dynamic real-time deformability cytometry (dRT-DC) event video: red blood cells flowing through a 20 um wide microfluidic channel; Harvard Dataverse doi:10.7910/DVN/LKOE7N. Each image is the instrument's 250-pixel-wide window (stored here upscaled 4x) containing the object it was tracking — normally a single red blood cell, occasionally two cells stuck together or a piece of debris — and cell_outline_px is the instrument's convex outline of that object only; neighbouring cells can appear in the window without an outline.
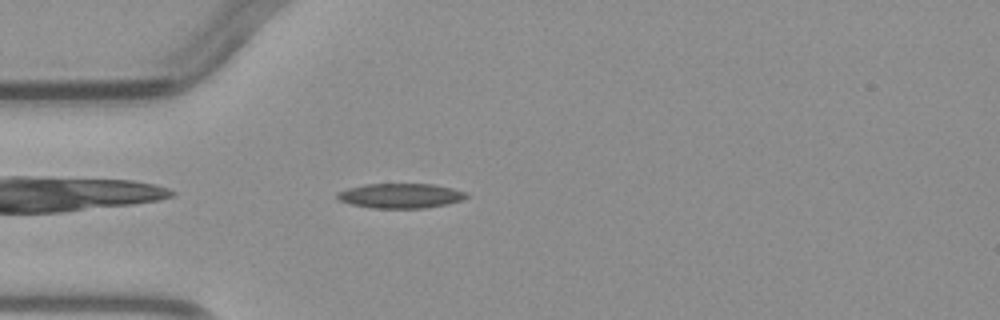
{"species": "common noctule bat (a hibernating species)", "species_latin": "Nyctalus noctula", "temperature_condition": "warm", "stored_images_in_passage": 2, "camera_frame_rate_fps": 3000, "um_per_image_px": 0.085, "animal": {"sex": "male", "body_mass_g": 23.1, "forearm_length_mm": 52.7}, "frame": {"image": 1, "passage_image": 2, "time_ms": 1.0, "image_size_px": [1000, 320], "cell_outline_px": [[468, 196], [460, 200], [444, 204], [424, 208], [372, 208], [352, 204], [340, 200], [336, 196], [336, 192], [348, 188], [364, 184], [432, 184], [452, 188], [468, 192]], "centroid_in_image_um": [34.03, 16.63], "position_along_channel_um": 51.0, "area_um2": 18.5}}